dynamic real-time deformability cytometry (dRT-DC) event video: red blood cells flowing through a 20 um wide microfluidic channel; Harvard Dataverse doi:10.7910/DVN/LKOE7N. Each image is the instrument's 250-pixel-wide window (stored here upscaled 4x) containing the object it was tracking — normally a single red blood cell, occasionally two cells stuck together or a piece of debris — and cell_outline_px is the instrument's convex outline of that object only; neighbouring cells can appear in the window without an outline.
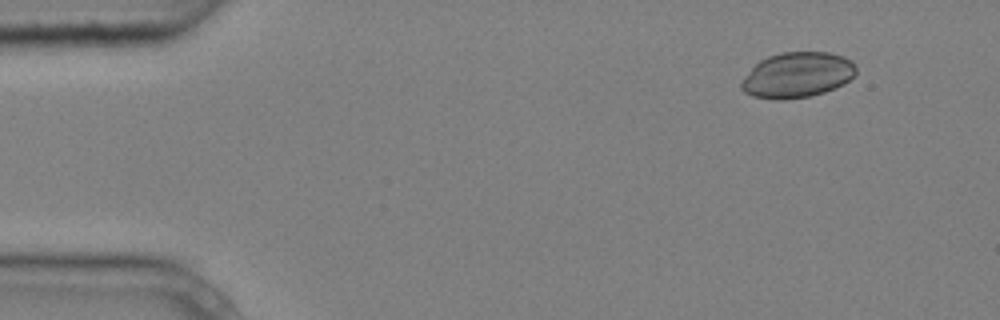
{"species": "common noctule bat (a hibernating species)", "species_latin": "Nyctalus noctula", "temperature_condition": "cold", "stored_images_in_passage": 3, "camera_frame_rate_fps": 3000, "um_per_image_px": 0.085, "animal": {"sex": "male", "body_mass_g": 20.4}, "frame": {"image": 1, "passage_image": 1, "time_ms": 0.0, "image_size_px": [1000, 320], "cell_outline_px": [[856, 72], [844, 84], [824, 92], [812, 96], [784, 100], [776, 100], [752, 96], [744, 92], [740, 88], [740, 84], [752, 68], [760, 60], [768, 56], [784, 52], [828, 52], [844, 56], [852, 60], [856, 64]], "centroid_in_image_um": [67.78, 6.38], "position_along_channel_um": 17.2, "area_um2": 30.46}}
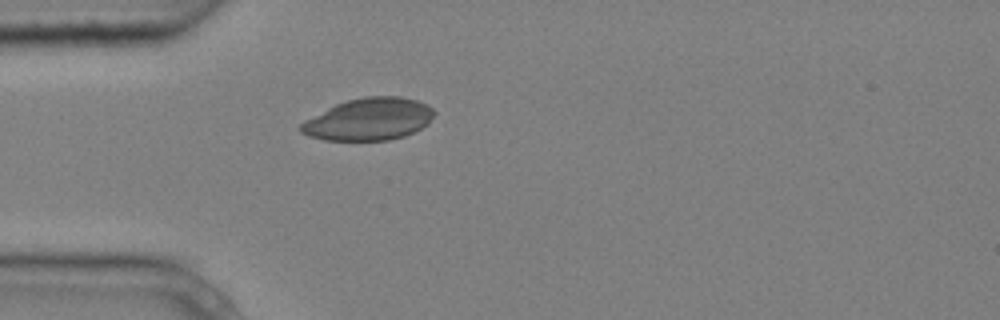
{"frame": {"image": 2, "passage_image": 3, "time_ms": 0.667, "image_size_px": [1000, 320], "cell_outline_px": [[436, 112], [428, 124], [404, 136], [388, 140], [324, 140], [308, 136], [300, 132], [296, 128], [304, 120], [336, 104], [348, 100], [364, 96], [400, 96], [416, 100], [428, 104]], "centroid_in_image_um": [31.34, 10.13], "position_along_channel_um": 53.7, "area_um2": 32.89}}